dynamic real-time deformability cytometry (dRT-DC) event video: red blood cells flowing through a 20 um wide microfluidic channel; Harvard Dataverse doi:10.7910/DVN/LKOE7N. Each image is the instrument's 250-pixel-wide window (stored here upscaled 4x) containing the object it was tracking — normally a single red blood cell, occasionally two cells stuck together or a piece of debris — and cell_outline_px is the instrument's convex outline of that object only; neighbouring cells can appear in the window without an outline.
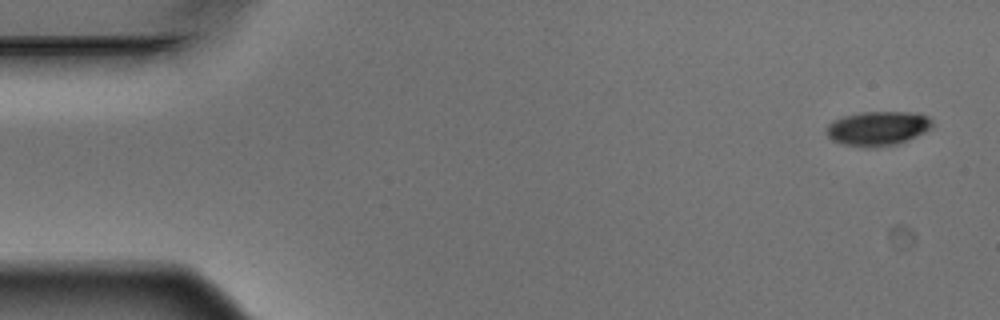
{"species": "Egyptian fruit bat (a non-hibernating species)", "species_latin": "Rousettus aegyptiacus", "temperature_condition": "warm", "stored_images_in_passage": 5, "camera_frame_rate_fps": 3000, "um_per_image_px": 0.085, "animal": {"sex": "male"}, "frame": {"image": 1, "passage_image": 1, "time_ms": 0.0, "image_size_px": [1000, 320], "cell_outline_px": [[932, 128], [916, 136], [896, 144], [868, 148], [864, 148], [844, 144], [832, 140], [824, 132], [828, 124], [832, 120], [844, 116], [860, 112], [920, 112], [928, 116], [932, 120]], "centroid_in_image_um": [74.6, 10.9], "position_along_channel_um": 10.4, "area_um2": 21.39}}
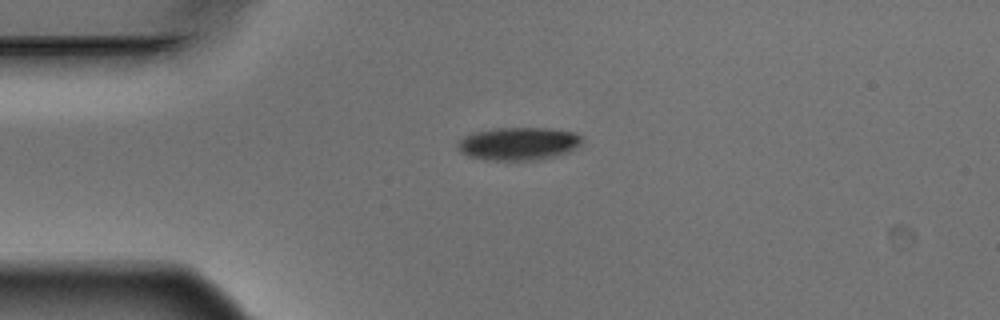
{"frame": {"image": 2, "passage_image": 4, "time_ms": 1.0, "image_size_px": [1000, 320], "cell_outline_px": [[584, 140], [576, 148], [568, 152], [556, 156], [528, 160], [496, 160], [472, 156], [464, 152], [456, 144], [464, 136], [476, 132], [496, 128], [548, 128], [576, 132], [584, 136]], "centroid_in_image_um": [44.18, 12.19], "position_along_channel_um": 40.8, "area_um2": 23.52}}